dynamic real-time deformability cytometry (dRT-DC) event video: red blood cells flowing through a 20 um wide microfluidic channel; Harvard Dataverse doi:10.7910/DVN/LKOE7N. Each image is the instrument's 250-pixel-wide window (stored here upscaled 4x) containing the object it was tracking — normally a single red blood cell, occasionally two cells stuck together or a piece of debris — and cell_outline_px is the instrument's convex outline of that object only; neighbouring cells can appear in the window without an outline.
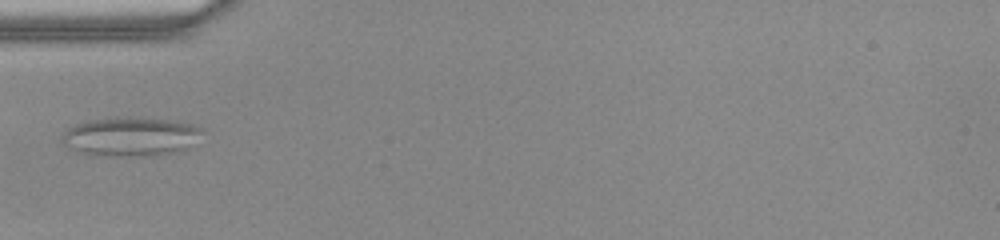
{"species": "common noctule bat (a hibernating species)", "species_latin": "Nyctalus noctula", "temperature_condition": "warm", "stored_images_in_passage": 33, "segment_of_instrument_passage": [1, 2], "camera_frame_rate_fps": 3000, "um_per_image_px": 0.085, "animal": {"sex": "female", "body_mass_g": 22.0, "forearm_length_mm": 56.7}, "frame": {"image": 1, "passage_image": 1, "time_ms": 0.0, "image_size_px": [1000, 240], "cell_outline_px": [[204, 128], [188, 148], [180, 152], [156, 156], [88, 156], [64, 144], [60, 140], [60, 136], [68, 128], [76, 124], [88, 120], [112, 116], [132, 116], [176, 120], [192, 124]], "centroid_in_image_um": [11.08, 11.6], "position_along_channel_um": 73.9, "area_um2": 32.83}}